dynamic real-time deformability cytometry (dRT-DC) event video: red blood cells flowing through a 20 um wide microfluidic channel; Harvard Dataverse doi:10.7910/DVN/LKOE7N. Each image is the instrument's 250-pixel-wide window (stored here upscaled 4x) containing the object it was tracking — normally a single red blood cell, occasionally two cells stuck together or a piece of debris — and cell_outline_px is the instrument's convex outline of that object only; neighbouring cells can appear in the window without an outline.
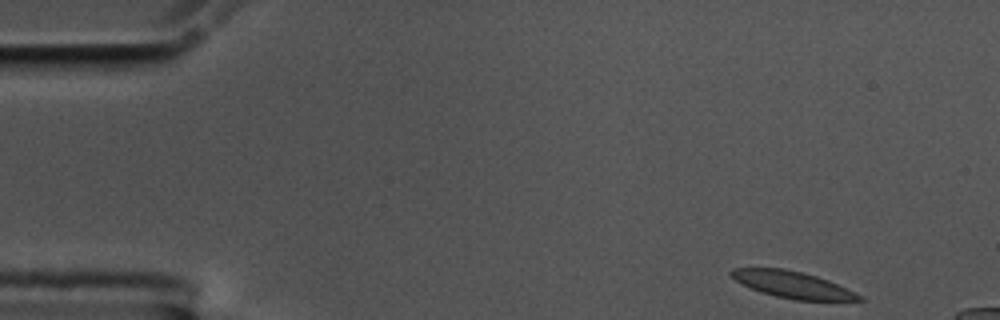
{"species": "common noctule bat (a hibernating species)", "species_latin": "Nyctalus noctula", "temperature_condition": "cold", "stored_images_in_passage": 54, "camera_frame_rate_fps": 3000, "um_per_image_px": 0.085, "animal": {"sex": "male", "body_mass_g": 17.5, "forearm_length_mm": 52.3}, "frame": {"image": 1, "passage_image": 1, "time_ms": 0.0, "image_size_px": [1000, 320], "cell_outline_px": [[864, 300], [792, 300], [776, 296], [752, 288], [736, 280], [728, 272], [732, 268], [784, 268], [816, 276], [828, 280], [864, 296]], "centroid_in_image_um": [67.39, 24.19], "position_along_channel_um": 17.6, "area_um2": 19.54}}
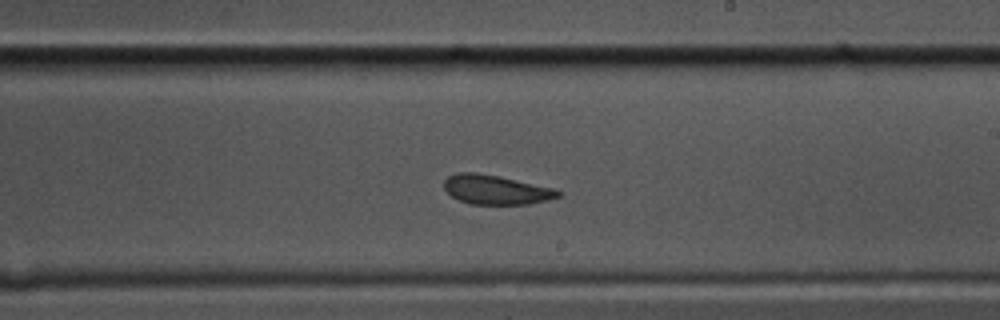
{"frame": {"image": 2, "passage_image": 29, "time_ms": 9.333, "image_size_px": [1000, 320], "cell_outline_px": [[564, 192], [560, 196], [548, 200], [528, 204], [472, 204], [460, 200], [452, 196], [444, 188], [444, 180], [448, 176], [456, 172], [476, 172], [500, 176], [556, 188]], "centroid_in_image_um": [42.2, 16.11], "position_along_channel_um": 246.8, "area_um2": 19.71}}
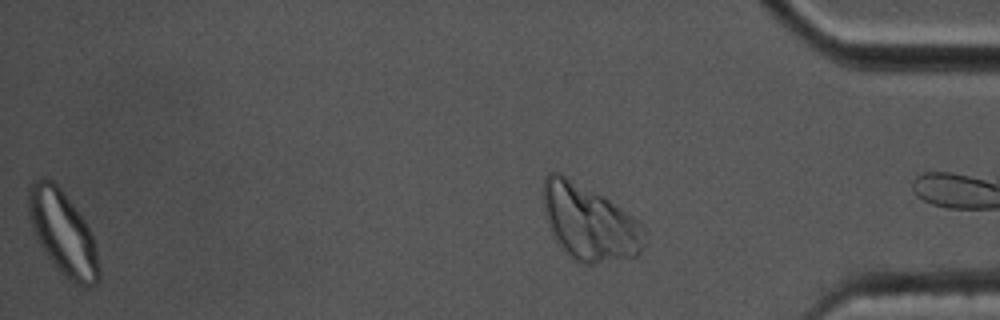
{"frame": {"image": 3, "passage_image": 53, "time_ms": 17.333, "image_size_px": [1000, 320], "cell_outline_px": [[100, 280], [96, 284], [88, 288], [76, 284], [68, 280], [56, 268], [44, 252], [36, 236], [28, 212], [28, 184], [32, 180], [44, 176], [52, 180], [60, 188], [84, 220], [92, 236], [96, 248], [100, 268]], "centroid_in_image_um": [5.34, 19.81], "position_along_channel_um": 429.9, "area_um2": 34.51}, "authors_computed_cell_mechanics": {"area_um2": 20.8369, "velocity_mm_per_s": 3.49, "shape_relaxation_time_tau1_ms": 6.115, "shape_relaxation_time_tau2_ms": 1.9514, "deformation_change_tau1": 0.1401, "deformation_change_tau2": 0.0925}}